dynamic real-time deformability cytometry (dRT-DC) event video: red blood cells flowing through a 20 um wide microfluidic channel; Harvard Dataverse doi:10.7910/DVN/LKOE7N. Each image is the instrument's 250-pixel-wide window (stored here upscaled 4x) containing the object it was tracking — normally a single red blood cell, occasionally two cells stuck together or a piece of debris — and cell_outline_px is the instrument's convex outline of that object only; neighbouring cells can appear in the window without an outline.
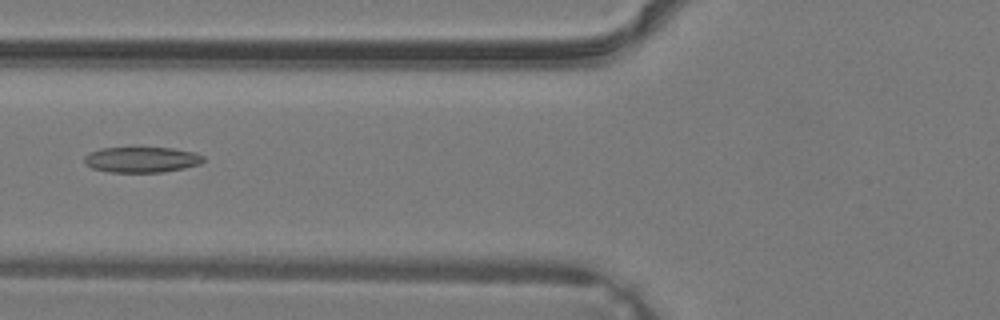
{"species": "common noctule bat (a hibernating species)", "species_latin": "Nyctalus noctula", "temperature_condition": "warm", "stored_images_in_passage": 39, "camera_frame_rate_fps": 3000, "um_per_image_px": 0.085, "animal": {"sex": "male", "body_mass_g": 19.2, "forearm_length_mm": 51.8}, "frame": {"image": 1, "passage_image": 16, "time_ms": 5.0, "image_size_px": [1000, 320], "cell_outline_px": [[204, 160], [200, 164], [184, 168], [164, 172], [108, 172], [92, 168], [84, 164], [84, 156], [100, 148], [172, 148], [196, 152], [204, 156]], "centroid_in_image_um": [12.05, 13.57], "position_along_channel_um": 113.7, "area_um2": 17.8}}
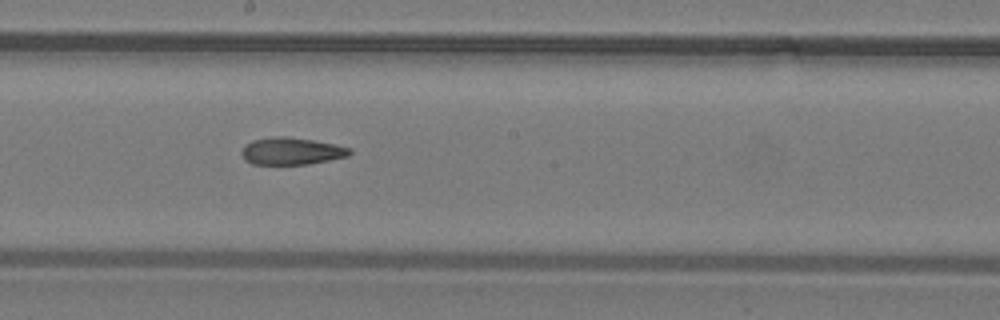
{"frame": {"image": 2, "passage_image": 22, "time_ms": 7.0, "image_size_px": [1000, 320], "cell_outline_px": [[352, 152], [348, 156], [308, 164], [252, 164], [244, 160], [240, 152], [244, 144], [252, 140], [272, 136], [284, 136], [312, 140], [336, 144], [352, 148]], "centroid_in_image_um": [24.74, 12.84], "position_along_channel_um": 223.5, "area_um2": 17.28}}
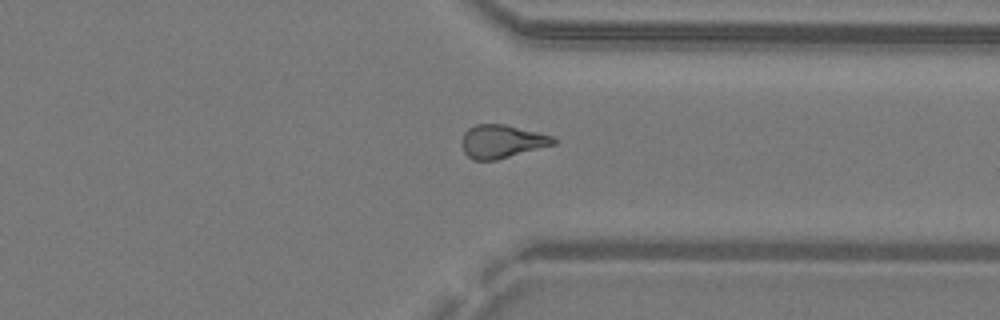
{"frame": {"image": 3, "passage_image": 30, "time_ms": 9.667, "image_size_px": [1000, 320], "cell_outline_px": [[556, 144], [496, 160], [472, 160], [464, 152], [460, 144], [460, 140], [464, 132], [468, 128], [476, 124], [504, 124], [552, 136], [556, 140]], "centroid_in_image_um": [42.6, 12.03], "position_along_channel_um": 368.8, "area_um2": 17.8}}